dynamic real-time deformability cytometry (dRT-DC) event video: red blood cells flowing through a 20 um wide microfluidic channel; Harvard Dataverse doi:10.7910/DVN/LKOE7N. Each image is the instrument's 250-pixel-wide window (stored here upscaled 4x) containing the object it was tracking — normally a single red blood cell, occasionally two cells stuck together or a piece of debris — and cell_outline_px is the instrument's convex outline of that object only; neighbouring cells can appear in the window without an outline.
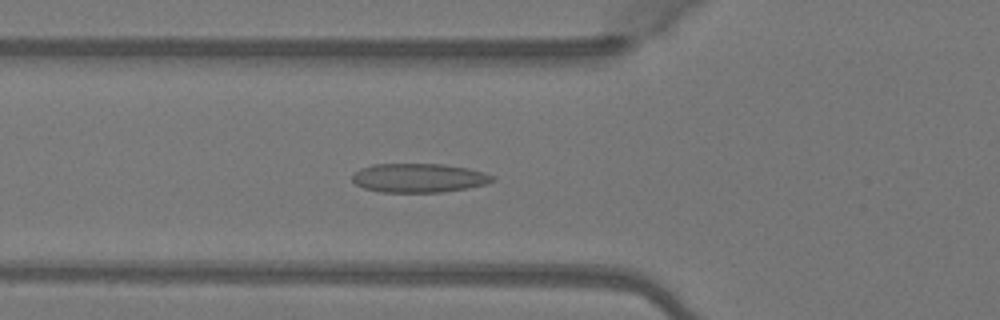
{"species": "Egyptian fruit bat (a non-hibernating species)", "species_latin": "Rousettus aegyptiacus", "temperature_condition": "warm", "stored_images_in_passage": 49, "camera_frame_rate_fps": 3000, "um_per_image_px": 0.085, "animal": {"sex": "female"}, "frame": {"image": 1, "passage_image": 17, "time_ms": 5.333, "image_size_px": [1000, 320], "cell_outline_px": [[496, 180], [484, 184], [468, 188], [444, 192], [380, 192], [364, 188], [356, 184], [352, 180], [352, 176], [360, 168], [372, 164], [444, 164], [468, 168], [484, 172], [496, 176]], "centroid_in_image_um": [35.63, 15.12], "position_along_channel_um": 90.2, "area_um2": 23.81}}
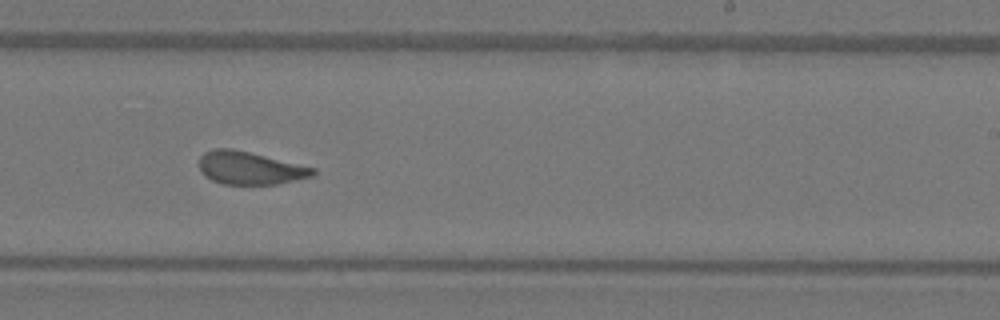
{"frame": {"image": 2, "passage_image": 30, "time_ms": 9.667, "image_size_px": [1000, 320], "cell_outline_px": [[316, 176], [276, 184], [224, 184], [212, 180], [204, 176], [200, 172], [200, 156], [204, 152], [216, 148], [232, 148], [316, 168]], "centroid_in_image_um": [21.25, 14.28], "position_along_channel_um": 267.7, "area_um2": 21.79}}
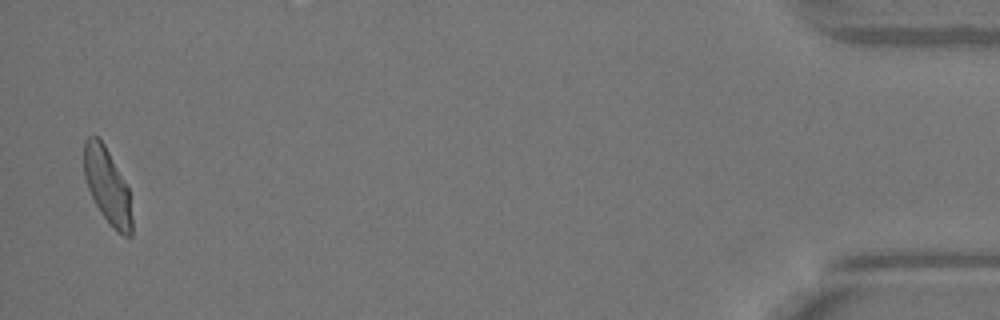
{"frame": {"image": 3, "passage_image": 48, "time_ms": 15.667, "image_size_px": [1000, 320], "cell_outline_px": [[132, 236], [124, 236], [100, 212], [88, 188], [84, 176], [84, 140], [88, 136], [96, 136], [104, 144], [128, 188], [132, 220]], "centroid_in_image_um": [9.11, 15.77], "position_along_channel_um": 426.1, "area_um2": 20.46}, "authors_computed_cell_mechanics": {"area_um2": 22.5998, "velocity_mm_per_s": 4.0856, "shape_relaxation_time_tau1_ms": 5.0587, "shape_relaxation_time_tau2_ms": 1.1839, "deformation_change_tau1": 0.1443, "deformation_change_tau2": 0.0827}}